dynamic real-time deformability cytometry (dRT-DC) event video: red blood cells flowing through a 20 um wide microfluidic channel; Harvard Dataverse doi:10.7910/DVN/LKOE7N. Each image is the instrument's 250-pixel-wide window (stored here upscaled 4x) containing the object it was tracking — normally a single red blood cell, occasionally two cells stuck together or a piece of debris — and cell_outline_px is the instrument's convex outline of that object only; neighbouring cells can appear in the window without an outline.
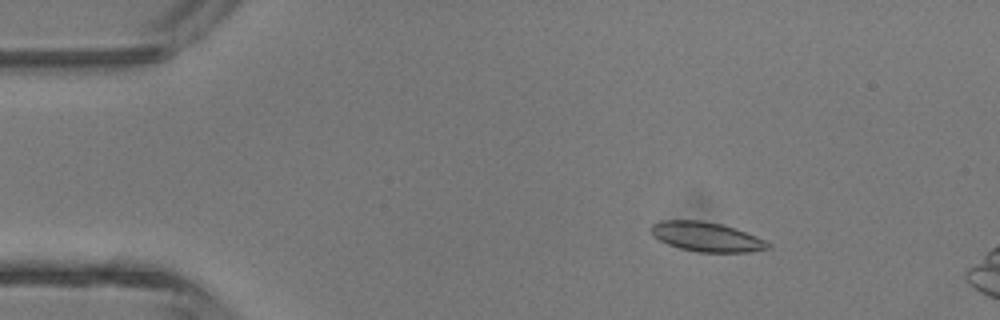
{"species": "common noctule bat (a hibernating species)", "species_latin": "Nyctalus noctula", "temperature_condition": "room temperature", "stored_images_in_passage": 4, "camera_frame_rate_fps": 3000, "um_per_image_px": 0.085, "animal": {"sex": "male", "body_mass_g": 13.3}, "frame": {"image": 1, "passage_image": 2, "time_ms": 1.0, "image_size_px": [1000, 320], "cell_outline_px": [[772, 248], [748, 252], [696, 252], [680, 248], [668, 244], [652, 236], [648, 228], [652, 224], [660, 220], [700, 220], [720, 224], [744, 232], [764, 240], [772, 244]], "centroid_in_image_um": [60.0, 20.13], "position_along_channel_um": 25.0, "area_um2": 20.06}}
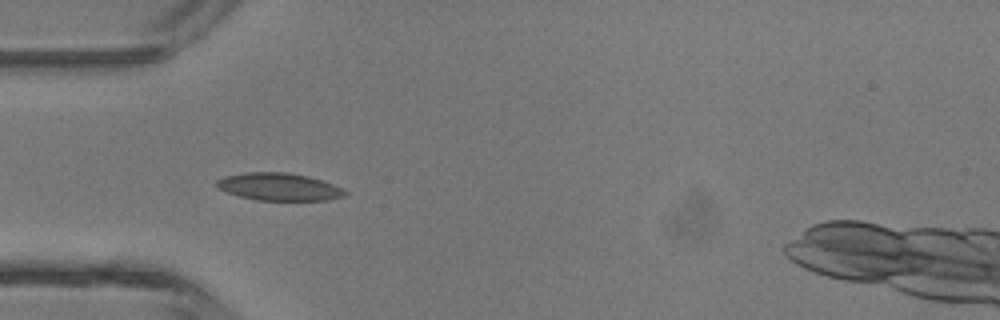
{"frame": {"image": 2, "passage_image": 4, "time_ms": 3.333, "image_size_px": [1000, 320], "cell_outline_px": [[348, 192], [344, 196], [328, 200], [256, 200], [240, 196], [216, 188], [216, 180], [224, 176], [248, 172], [288, 172], [308, 176], [332, 184]], "centroid_in_image_um": [23.68, 15.87], "position_along_channel_um": 61.3, "area_um2": 20.46}}